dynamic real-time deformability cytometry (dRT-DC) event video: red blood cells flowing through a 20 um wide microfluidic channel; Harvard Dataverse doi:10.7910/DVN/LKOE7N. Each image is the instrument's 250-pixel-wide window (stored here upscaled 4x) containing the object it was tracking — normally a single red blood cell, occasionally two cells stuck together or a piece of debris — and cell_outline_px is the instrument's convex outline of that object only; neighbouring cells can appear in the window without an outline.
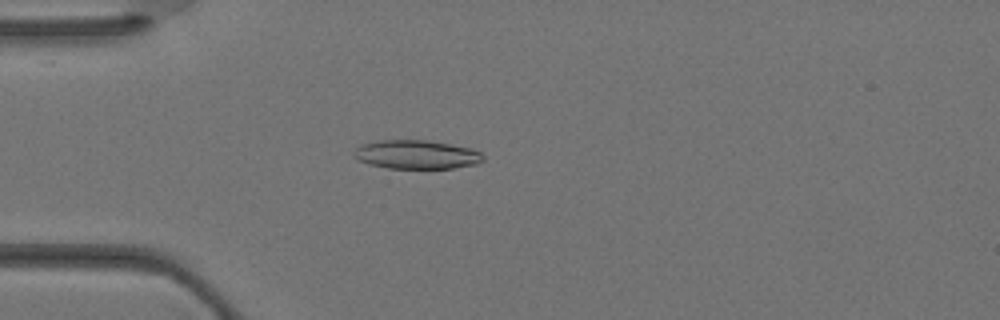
{"species": "Egyptian fruit bat (a non-hibernating species)", "species_latin": "Rousettus aegyptiacus", "temperature_condition": "warm", "stored_images_in_passage": 30, "camera_frame_rate_fps": 3000, "um_per_image_px": 0.085, "animal": {"sex": "female"}, "frame": {"image": 1, "passage_image": 4, "time_ms": 1.0, "image_size_px": [1000, 320], "cell_outline_px": [[484, 160], [476, 164], [452, 168], [388, 168], [368, 164], [356, 160], [352, 156], [352, 152], [360, 144], [380, 140], [428, 140], [472, 148], [480, 152], [484, 156]], "centroid_in_image_um": [35.36, 13.13], "position_along_channel_um": 49.6, "area_um2": 21.91}}
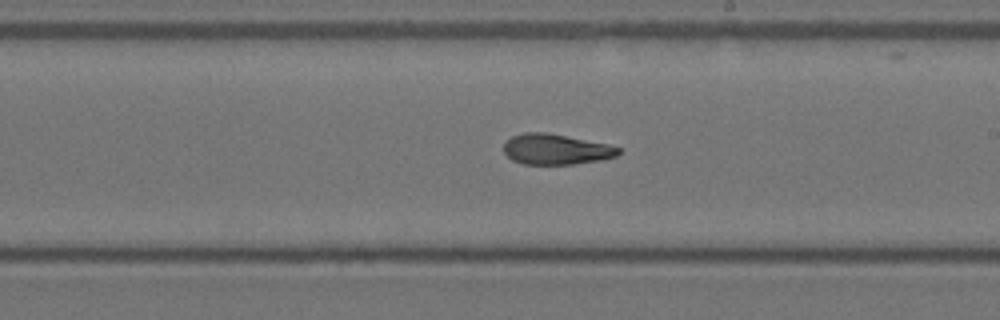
{"frame": {"image": 2, "passage_image": 15, "time_ms": 4.667, "image_size_px": [1000, 320], "cell_outline_px": [[620, 152], [616, 156], [600, 160], [572, 164], [524, 164], [512, 160], [504, 152], [504, 140], [512, 136], [524, 132], [544, 132], [608, 144], [620, 148]], "centroid_in_image_um": [47.22, 12.69], "position_along_channel_um": 241.8, "area_um2": 20.29}}
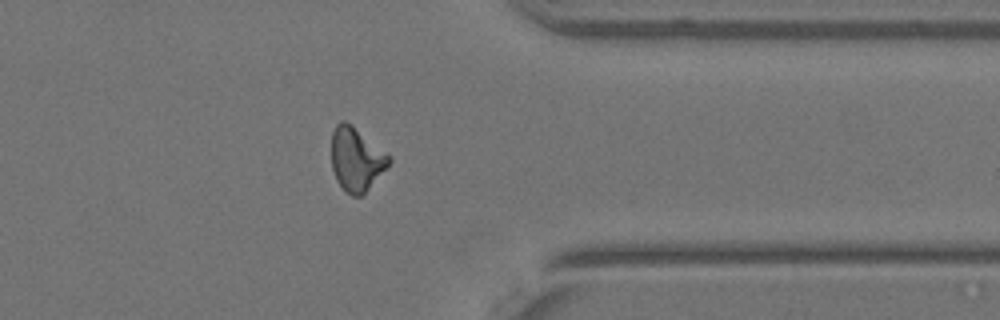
{"frame": {"image": 3, "passage_image": 23, "time_ms": 7.333, "image_size_px": [1000, 320], "cell_outline_px": [[392, 160], [368, 188], [360, 196], [352, 196], [344, 192], [336, 180], [332, 168], [332, 132], [336, 124], [340, 120], [344, 120], [352, 124], [392, 156]], "centroid_in_image_um": [30.27, 13.5], "position_along_channel_um": 381.1, "area_um2": 21.39}}